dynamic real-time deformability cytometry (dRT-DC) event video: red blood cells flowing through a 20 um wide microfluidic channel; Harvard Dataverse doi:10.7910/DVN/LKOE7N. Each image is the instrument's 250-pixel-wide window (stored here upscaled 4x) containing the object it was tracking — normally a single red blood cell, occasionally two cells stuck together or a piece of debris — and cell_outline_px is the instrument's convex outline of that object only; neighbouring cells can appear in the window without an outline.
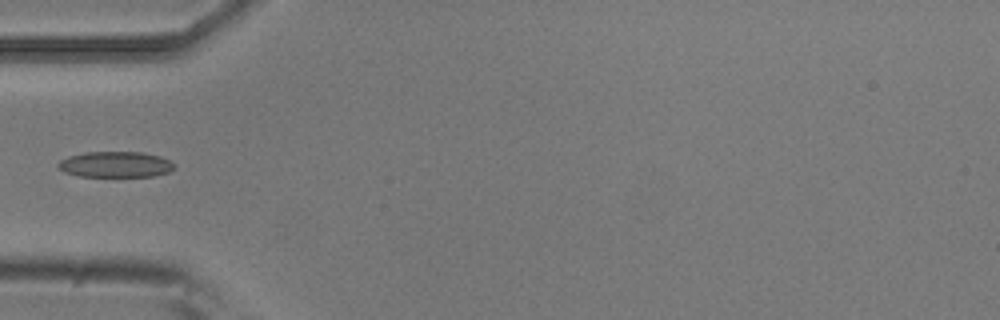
{"species": "common noctule bat (a hibernating species)", "species_latin": "Nyctalus noctula", "temperature_condition": "room temperature", "stored_images_in_passage": 5, "camera_frame_rate_fps": 3000, "um_per_image_px": 0.085, "animal": {"sex": "male", "body_mass_g": 20.5, "forearm_length_mm": 52.5}, "frame": {"image": 1, "passage_image": 5, "time_ms": 1.333, "image_size_px": [1000, 320], "cell_outline_px": [[176, 168], [168, 172], [156, 176], [80, 176], [64, 172], [56, 164], [60, 160], [68, 156], [84, 152], [140, 152], [160, 156], [176, 164]], "centroid_in_image_um": [9.83, 13.97], "position_along_channel_um": 75.2, "area_um2": 17.51}}